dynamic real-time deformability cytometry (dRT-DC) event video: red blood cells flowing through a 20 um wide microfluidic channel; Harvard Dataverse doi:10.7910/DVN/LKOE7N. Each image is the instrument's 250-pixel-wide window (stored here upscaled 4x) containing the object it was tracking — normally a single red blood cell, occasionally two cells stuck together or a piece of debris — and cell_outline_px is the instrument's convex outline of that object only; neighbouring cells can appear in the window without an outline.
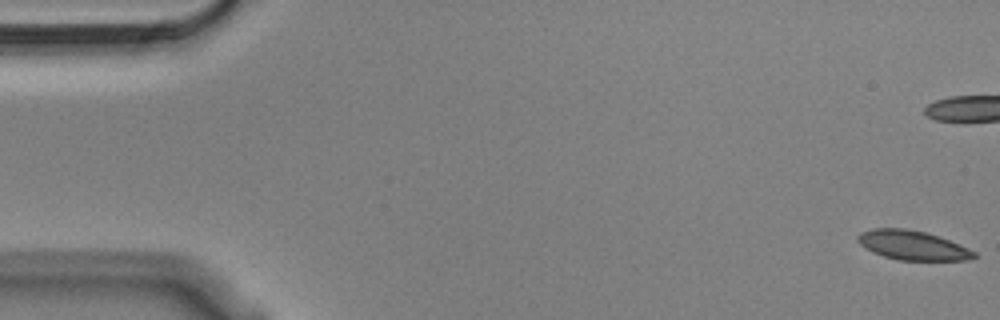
{"species": "Egyptian fruit bat (a non-hibernating species)", "species_latin": "Rousettus aegyptiacus", "temperature_condition": "cold", "stored_images_in_passage": 56, "camera_frame_rate_fps": 3000, "um_per_image_px": 0.085, "animal": {"sex": "male"}, "frame": {"image": 1, "passage_image": 1, "time_ms": 0.0, "image_size_px": [1000, 320], "cell_outline_px": [[976, 256], [964, 260], [896, 260], [872, 252], [860, 244], [856, 240], [856, 236], [860, 232], [872, 228], [904, 228], [924, 232], [948, 240], [976, 252]], "centroid_in_image_um": [77.48, 20.84], "position_along_channel_um": 7.5, "area_um2": 19.65}}
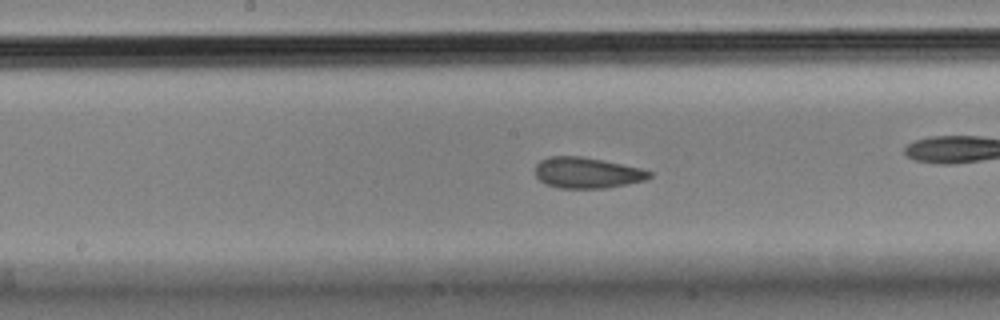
{"frame": {"image": 2, "passage_image": 28, "time_ms": 9.0, "image_size_px": [1000, 320], "cell_outline_px": [[652, 176], [644, 180], [604, 188], [560, 188], [548, 184], [540, 180], [536, 176], [536, 164], [540, 160], [548, 156], [580, 156], [604, 160], [640, 168], [652, 172]], "centroid_in_image_um": [49.88, 14.67], "position_along_channel_um": 198.3, "area_um2": 20.35}}
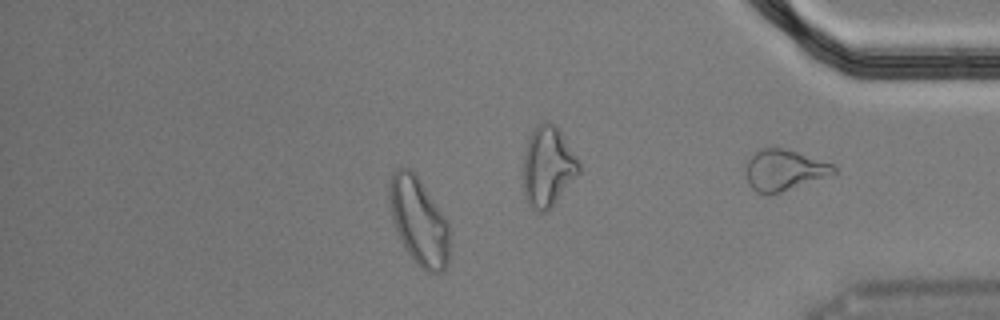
{"frame": {"image": 3, "passage_image": 48, "time_ms": 15.667, "image_size_px": [1000, 320], "cell_outline_px": [[448, 264], [440, 272], [428, 272], [420, 268], [408, 252], [396, 228], [392, 216], [388, 196], [388, 188], [392, 176], [396, 168], [408, 168], [416, 176], [444, 216], [448, 224]], "centroid_in_image_um": [35.59, 18.81], "position_along_channel_um": 399.6, "area_um2": 29.65}, "authors_computed_cell_mechanics": {"area_um2": 20.9525, "velocity_mm_per_s": 3.6106, "shape_relaxation_time_tau1_ms": 10.6427, "shape_relaxation_time_tau2_ms": 1.7155, "deformation_change_tau1": 0.1903, "deformation_change_tau2": 0.0615}}